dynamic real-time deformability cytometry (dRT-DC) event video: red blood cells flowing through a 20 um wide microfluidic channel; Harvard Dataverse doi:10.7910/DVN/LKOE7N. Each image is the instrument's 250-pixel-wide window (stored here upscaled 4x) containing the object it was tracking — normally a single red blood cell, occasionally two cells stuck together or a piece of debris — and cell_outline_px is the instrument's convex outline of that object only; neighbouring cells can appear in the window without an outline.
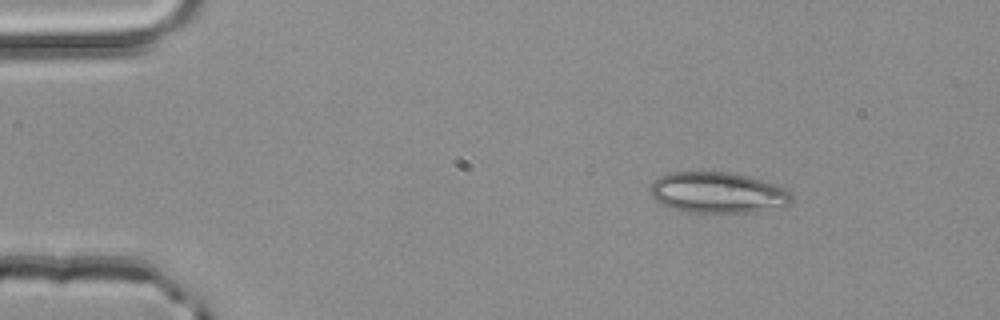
{"species": "common noctule bat (a hibernating species)", "species_latin": "Nyctalus noctula", "temperature_condition": "room temperature", "stored_images_in_passage": 2, "camera_frame_rate_fps": 3000, "um_per_image_px": 0.085, "animal": {"sex": "male", "body_mass_g": 20.4}, "frame": {"image": 1, "passage_image": 1, "time_ms": 0.0, "image_size_px": [1000, 320], "cell_outline_px": [[792, 204], [756, 212], [680, 212], [660, 204], [648, 192], [648, 188], [652, 180], [660, 176], [672, 172], [728, 172], [748, 176], [776, 184], [784, 188], [792, 196]], "centroid_in_image_um": [60.95, 16.38], "position_along_channel_um": 24.0, "area_um2": 34.04}}